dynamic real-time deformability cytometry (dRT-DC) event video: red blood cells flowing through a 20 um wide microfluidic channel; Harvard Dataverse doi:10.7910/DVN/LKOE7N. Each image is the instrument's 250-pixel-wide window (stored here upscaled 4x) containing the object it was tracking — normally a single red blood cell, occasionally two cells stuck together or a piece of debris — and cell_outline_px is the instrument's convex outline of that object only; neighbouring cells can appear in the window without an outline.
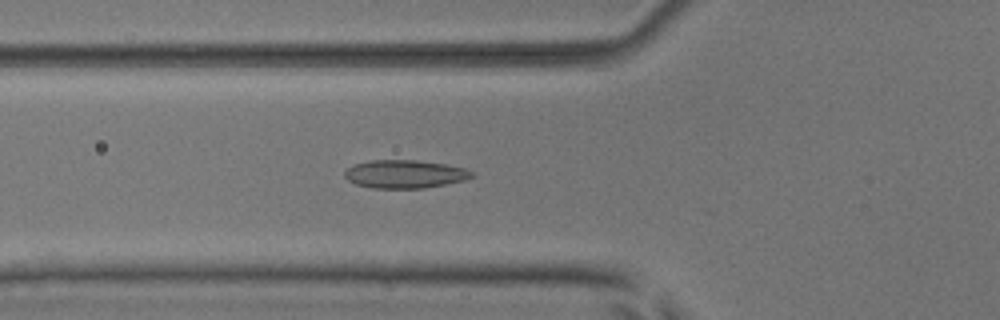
{"species": "common noctule bat (a hibernating species)", "species_latin": "Nyctalus noctula", "temperature_condition": "room temperature", "stored_images_in_passage": 36, "camera_frame_rate_fps": 3000, "um_per_image_px": 0.085, "animal": {"sex": "male", "body_mass_g": 17.9, "forearm_length_mm": 54.2}, "frame": {"image": 1, "passage_image": 19, "time_ms": 6.0, "image_size_px": [1000, 320], "cell_outline_px": [[476, 176], [464, 180], [424, 188], [372, 188], [356, 184], [348, 180], [344, 176], [344, 172], [348, 168], [356, 164], [372, 160], [416, 160], [448, 164], [464, 168], [476, 172]], "centroid_in_image_um": [34.46, 14.79], "position_along_channel_um": 91.3, "area_um2": 20.92}}
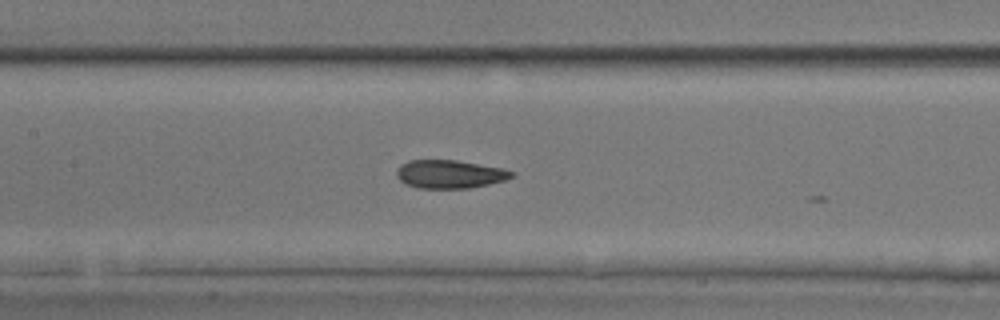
{"frame": {"image": 2, "passage_image": 25, "time_ms": 8.0, "image_size_px": [1000, 320], "cell_outline_px": [[516, 176], [504, 180], [488, 184], [468, 188], [416, 188], [404, 184], [396, 176], [396, 168], [400, 164], [408, 160], [456, 160], [504, 168], [516, 172]], "centroid_in_image_um": [38.21, 14.8], "position_along_channel_um": 169.2, "area_um2": 19.25}}
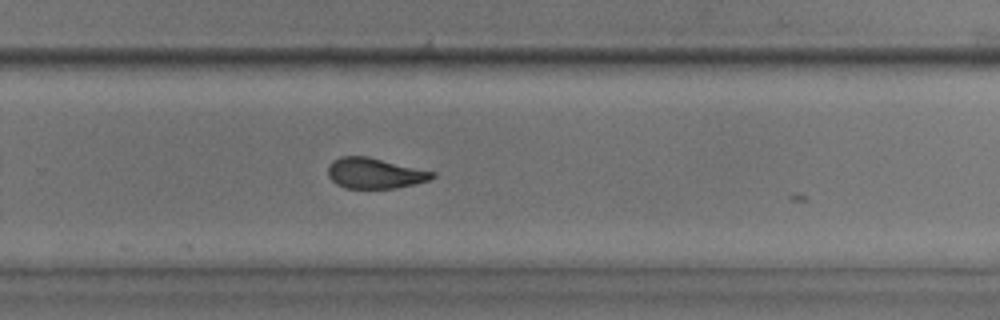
{"frame": {"image": 3, "passage_image": 35, "time_ms": 11.333, "image_size_px": [1000, 320], "cell_outline_px": [[436, 176], [428, 180], [416, 184], [396, 188], [344, 188], [336, 184], [328, 176], [328, 168], [332, 160], [340, 156], [368, 156], [436, 172]], "centroid_in_image_um": [31.86, 14.72], "position_along_channel_um": 297.9, "area_um2": 18.73}}